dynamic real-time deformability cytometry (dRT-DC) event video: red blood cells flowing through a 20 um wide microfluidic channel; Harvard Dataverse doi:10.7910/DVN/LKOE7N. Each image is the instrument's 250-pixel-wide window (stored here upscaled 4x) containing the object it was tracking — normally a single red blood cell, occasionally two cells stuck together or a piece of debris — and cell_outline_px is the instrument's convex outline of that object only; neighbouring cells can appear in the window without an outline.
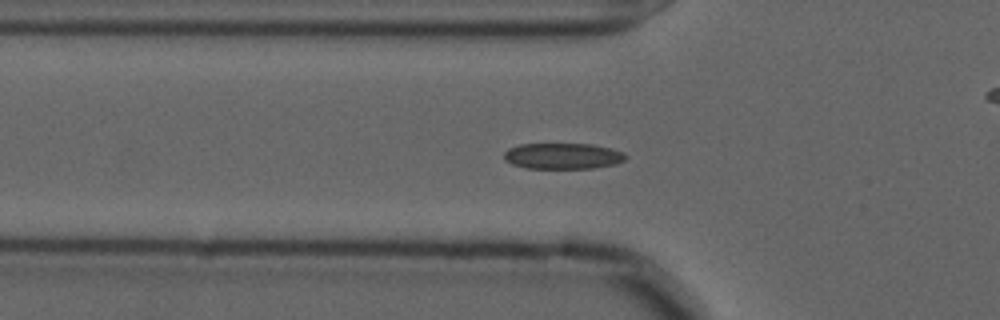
{"species": "common noctule bat (a hibernating species)", "species_latin": "Nyctalus noctula", "temperature_condition": "cold", "stored_images_in_passage": 35, "camera_frame_rate_fps": 3000, "um_per_image_px": 0.085, "animal": {"sex": "male", "forearm_length_mm": 52.5}, "frame": {"image": 1, "passage_image": 3, "time_ms": 0.667, "image_size_px": [1000, 320], "cell_outline_px": [[628, 156], [624, 160], [616, 164], [592, 168], [524, 168], [512, 164], [504, 160], [504, 152], [508, 148], [520, 144], [592, 144], [624, 152]], "centroid_in_image_um": [47.82, 13.26], "position_along_channel_um": 78.0, "area_um2": 18.44}}
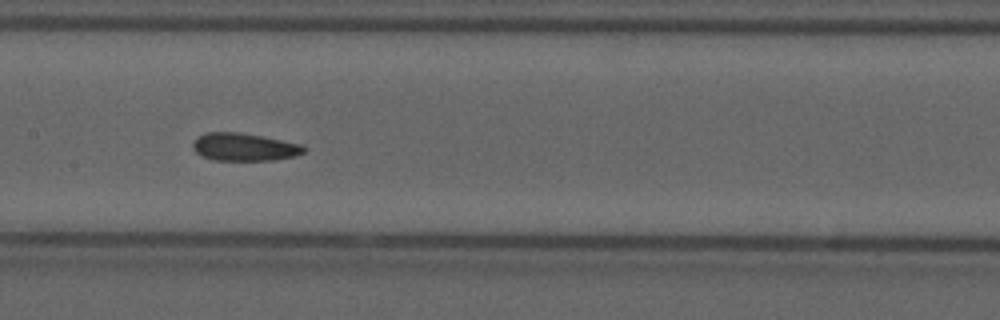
{"frame": {"image": 2, "passage_image": 12, "time_ms": 3.667, "image_size_px": [1000, 320], "cell_outline_px": [[308, 148], [304, 152], [296, 156], [272, 160], [212, 160], [196, 152], [192, 148], [192, 144], [196, 136], [204, 132], [240, 132], [304, 144]], "centroid_in_image_um": [20.77, 12.48], "position_along_channel_um": 186.6, "area_um2": 18.21}}
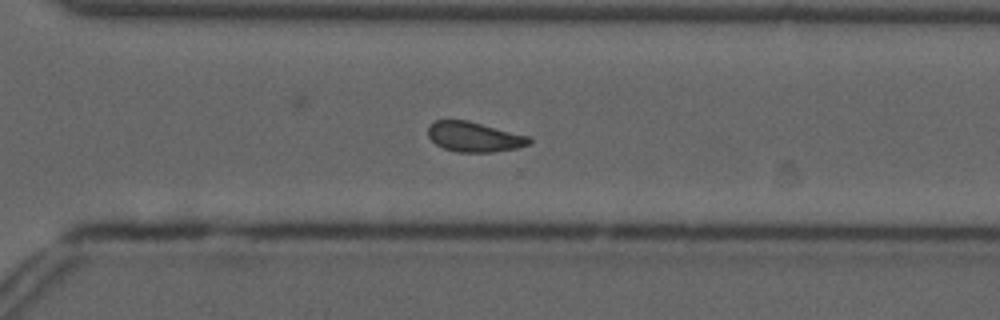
{"frame": {"image": 3, "passage_image": 24, "time_ms": 7.667, "image_size_px": [1000, 320], "cell_outline_px": [[532, 144], [516, 148], [492, 152], [456, 152], [444, 148], [436, 144], [428, 136], [428, 124], [436, 120], [468, 120], [532, 136]], "centroid_in_image_um": [40.35, 11.62], "position_along_channel_um": 330.3, "area_um2": 17.98}, "authors_computed_cell_mechanics": {"area_um2": 18.0336, "velocity_mm_per_s": 3.5998, "shape_relaxation_time_tau1_ms": null, "shape_relaxation_time_tau2_ms": 2.7708, "deformation_change_tau1": null, "deformation_change_tau2": 0.0938}}